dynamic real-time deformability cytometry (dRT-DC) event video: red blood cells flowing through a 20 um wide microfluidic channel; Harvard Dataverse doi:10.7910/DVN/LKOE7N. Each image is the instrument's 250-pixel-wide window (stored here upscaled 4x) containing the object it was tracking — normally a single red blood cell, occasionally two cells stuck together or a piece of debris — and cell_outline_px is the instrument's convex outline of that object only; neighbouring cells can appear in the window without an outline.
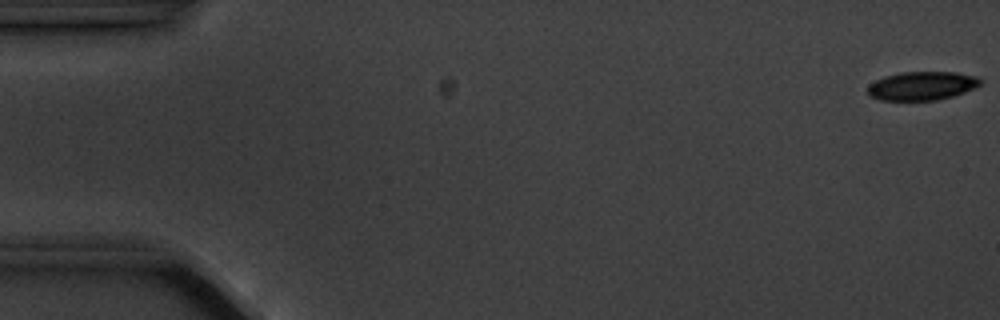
{"species": "common noctule bat (a hibernating species)", "species_latin": "Nyctalus noctula", "temperature_condition": "cold", "stored_images_in_passage": 5, "camera_frame_rate_fps": 3000, "um_per_image_px": 0.085, "animal": {"sex": "male", "body_mass_g": 20.1, "forearm_length_mm": 53.5}, "frame": {"image": 1, "passage_image": 1, "time_ms": 0.0, "image_size_px": [1000, 320], "cell_outline_px": [[984, 80], [980, 84], [964, 92], [952, 96], [936, 100], [880, 100], [868, 96], [868, 84], [884, 76], [900, 72], [956, 72], [980, 76]], "centroid_in_image_um": [78.37, 7.28], "position_along_channel_um": 6.6, "area_um2": 18.96}}